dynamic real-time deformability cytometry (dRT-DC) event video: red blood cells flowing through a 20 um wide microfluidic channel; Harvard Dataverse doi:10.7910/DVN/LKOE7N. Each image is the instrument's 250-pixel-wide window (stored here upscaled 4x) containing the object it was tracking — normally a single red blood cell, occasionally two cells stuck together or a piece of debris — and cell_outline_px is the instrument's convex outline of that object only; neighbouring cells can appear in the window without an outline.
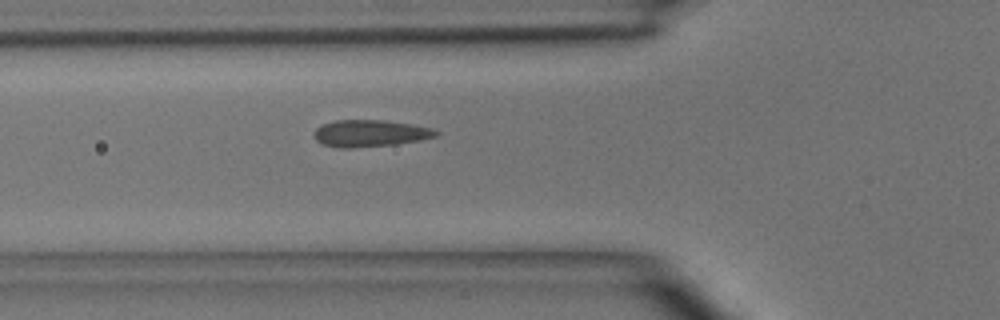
{"species": "common noctule bat (a hibernating species)", "species_latin": "Nyctalus noctula", "temperature_condition": "room temperature", "stored_images_in_passage": 5, "camera_frame_rate_fps": 3000, "um_per_image_px": 0.085, "animal": {"sex": "male", "body_mass_g": 15.6}, "frame": {"image": 1, "passage_image": 5, "time_ms": 5.667, "image_size_px": [1000, 320], "cell_outline_px": [[440, 132], [436, 136], [420, 140], [396, 144], [348, 148], [340, 148], [324, 144], [316, 140], [312, 132], [320, 124], [336, 120], [384, 120], [412, 124], [432, 128]], "centroid_in_image_um": [31.44, 11.32], "position_along_channel_um": 94.4, "area_um2": 19.13}}